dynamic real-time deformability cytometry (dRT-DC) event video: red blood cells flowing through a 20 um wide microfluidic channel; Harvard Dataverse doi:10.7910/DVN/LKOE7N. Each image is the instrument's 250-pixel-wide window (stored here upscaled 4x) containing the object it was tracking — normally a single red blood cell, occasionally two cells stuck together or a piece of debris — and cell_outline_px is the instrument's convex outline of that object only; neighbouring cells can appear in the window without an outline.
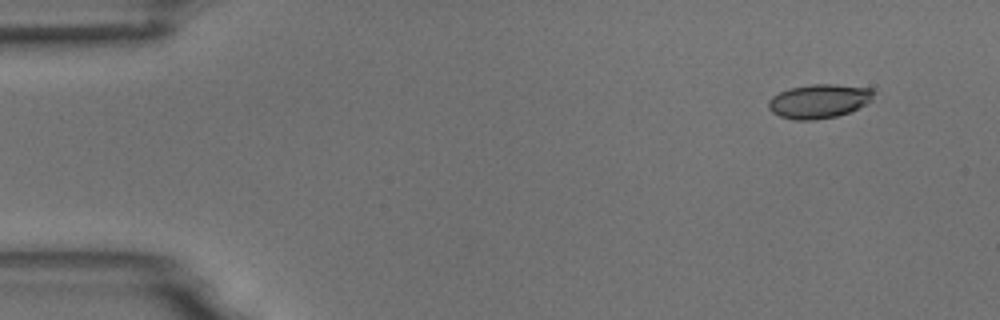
{"species": "common noctule bat (a hibernating species)", "species_latin": "Nyctalus noctula", "temperature_condition": "room temperature", "stored_images_in_passage": 4, "camera_frame_rate_fps": 3000, "um_per_image_px": 0.085, "animal": {"sex": "male", "body_mass_g": 18.8}, "frame": {"image": 1, "passage_image": 1, "time_ms": 0.0, "image_size_px": [1000, 320], "cell_outline_px": [[876, 92], [872, 100], [848, 112], [836, 116], [812, 120], [796, 120], [780, 116], [772, 112], [768, 108], [768, 100], [772, 96], [788, 88], [812, 84], [836, 84], [872, 88]], "centroid_in_image_um": [69.61, 8.58], "position_along_channel_um": 15.4, "area_um2": 20.87}}
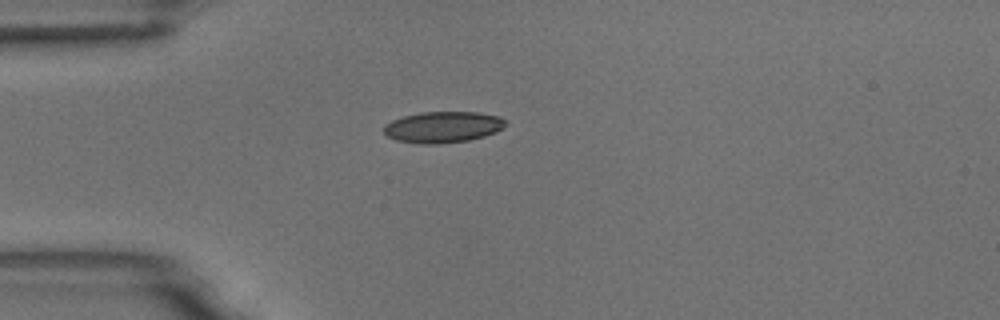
{"frame": {"image": 2, "passage_image": 4, "time_ms": 1.0, "image_size_px": [1000, 320], "cell_outline_px": [[508, 124], [504, 128], [496, 132], [484, 136], [468, 140], [440, 144], [420, 144], [396, 140], [388, 136], [384, 132], [384, 124], [392, 120], [404, 116], [420, 112], [476, 112], [500, 116]], "centroid_in_image_um": [37.66, 10.8], "position_along_channel_um": 47.3, "area_um2": 22.25}}